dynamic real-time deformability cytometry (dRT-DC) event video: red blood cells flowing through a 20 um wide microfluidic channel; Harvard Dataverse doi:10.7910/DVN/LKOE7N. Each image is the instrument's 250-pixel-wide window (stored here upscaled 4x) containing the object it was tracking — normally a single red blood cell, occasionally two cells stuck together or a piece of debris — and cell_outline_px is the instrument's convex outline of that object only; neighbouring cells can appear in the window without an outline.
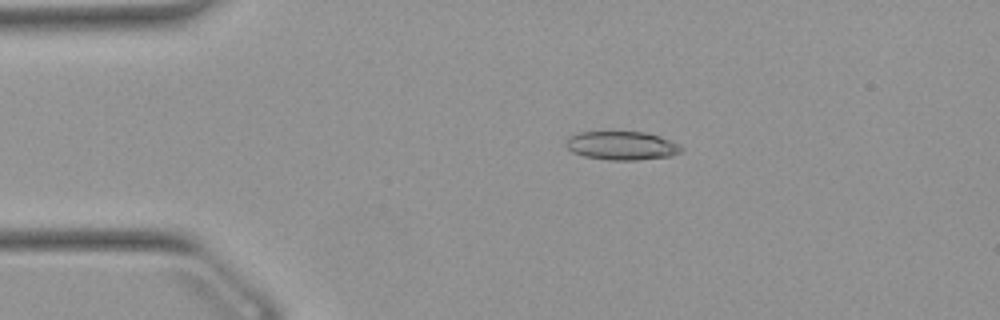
{"species": "Egyptian fruit bat (a non-hibernating species)", "species_latin": "Rousettus aegyptiacus", "temperature_condition": "warm", "stored_images_in_passage": 2, "camera_frame_rate_fps": 3000, "um_per_image_px": 0.085, "animal": {"sex": "female"}, "frame": {"image": 1, "passage_image": 1, "time_ms": 0.0, "image_size_px": [1000, 320], "cell_outline_px": [[684, 148], [680, 152], [672, 156], [636, 160], [612, 160], [584, 156], [572, 152], [564, 144], [568, 136], [580, 132], [644, 132], [660, 136], [680, 144]], "centroid_in_image_um": [52.86, 12.38], "position_along_channel_um": 32.1, "area_um2": 19.31}}